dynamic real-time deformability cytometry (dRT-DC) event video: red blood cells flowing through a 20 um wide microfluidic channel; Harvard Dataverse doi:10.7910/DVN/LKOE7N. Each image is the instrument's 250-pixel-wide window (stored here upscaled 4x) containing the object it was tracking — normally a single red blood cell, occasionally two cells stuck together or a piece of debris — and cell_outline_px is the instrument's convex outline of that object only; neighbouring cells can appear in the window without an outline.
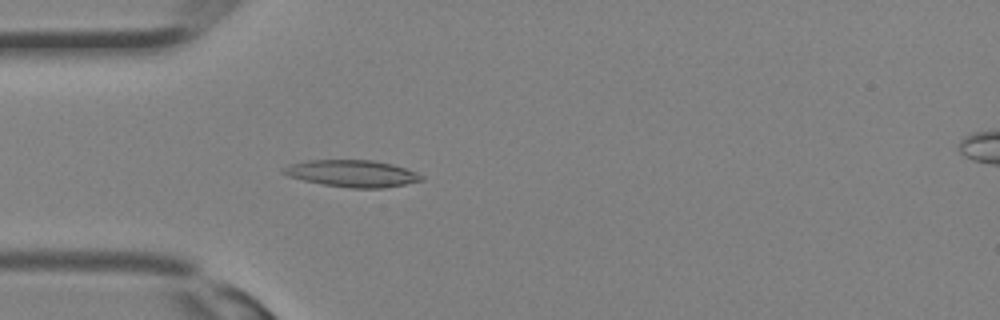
{"species": "Egyptian fruit bat (a non-hibernating species)", "species_latin": "Rousettus aegyptiacus", "temperature_condition": "room temperature", "stored_images_in_passage": 27, "camera_frame_rate_fps": 3000, "um_per_image_px": 0.085, "animal": {"sex": "female"}, "frame": {"image": 1, "passage_image": 4, "time_ms": 1.0, "image_size_px": [1000, 320], "cell_outline_px": [[424, 180], [384, 188], [352, 188], [324, 184], [304, 180], [288, 176], [280, 172], [280, 168], [288, 164], [308, 160], [372, 160], [392, 164], [416, 172], [424, 176]], "centroid_in_image_um": [29.9, 14.74], "position_along_channel_um": 55.1, "area_um2": 21.62}}
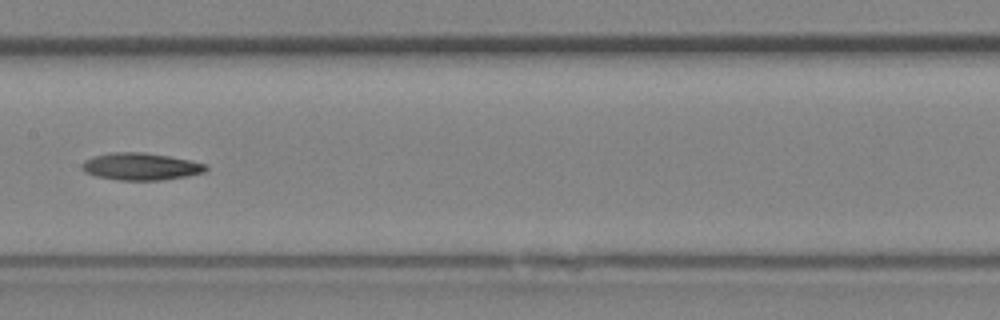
{"frame": {"image": 2, "passage_image": 11, "time_ms": 3.333, "image_size_px": [1000, 320], "cell_outline_px": [[208, 168], [204, 172], [188, 176], [164, 180], [120, 180], [96, 176], [84, 172], [80, 168], [80, 164], [84, 160], [92, 156], [108, 152], [144, 152], [192, 160], [208, 164]], "centroid_in_image_um": [11.95, 14.14], "position_along_channel_um": 195.5, "area_um2": 20.0}}
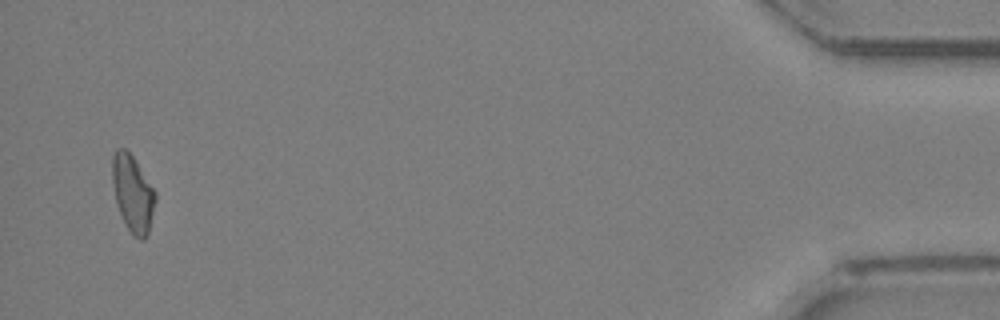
{"frame": {"image": 3, "passage_image": 26, "time_ms": 8.333, "image_size_px": [1000, 320], "cell_outline_px": [[156, 200], [148, 236], [144, 240], [140, 240], [132, 236], [124, 224], [116, 204], [112, 180], [112, 156], [116, 148], [124, 148], [132, 156], [156, 192]], "centroid_in_image_um": [11.28, 16.51], "position_along_channel_um": 423.9, "area_um2": 19.48}}